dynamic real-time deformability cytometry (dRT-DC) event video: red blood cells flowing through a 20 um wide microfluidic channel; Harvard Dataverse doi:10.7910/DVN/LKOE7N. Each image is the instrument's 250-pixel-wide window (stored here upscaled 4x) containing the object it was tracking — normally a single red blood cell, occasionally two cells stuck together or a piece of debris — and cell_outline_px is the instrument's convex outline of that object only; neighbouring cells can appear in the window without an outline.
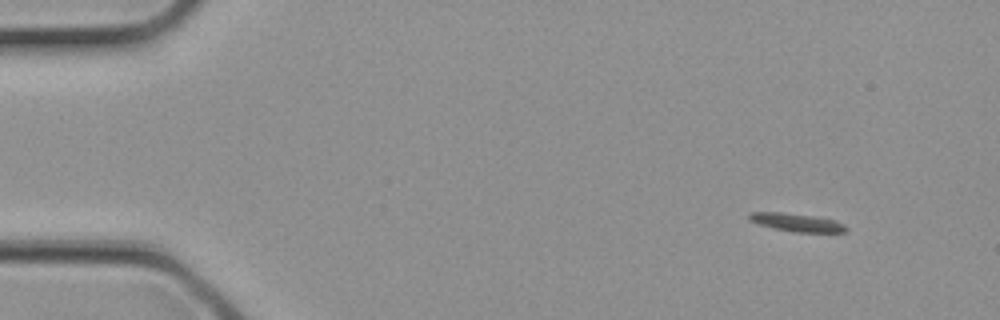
{"species": "common noctule bat (a hibernating species)", "species_latin": "Nyctalus noctula", "temperature_condition": "cold", "stored_images_in_passage": 2, "camera_frame_rate_fps": 3000, "um_per_image_px": 0.085, "animal": {"sex": "female", "body_mass_g": 21.9}, "frame": {"image": 1, "passage_image": 1, "time_ms": 0.0, "image_size_px": [1000, 320], "cell_outline_px": [[848, 232], [792, 232], [756, 224], [748, 220], [748, 216], [752, 212], [784, 212], [812, 216], [836, 220], [844, 224], [848, 228]], "centroid_in_image_um": [67.72, 18.91], "position_along_channel_um": 17.3, "area_um2": 10.35}}